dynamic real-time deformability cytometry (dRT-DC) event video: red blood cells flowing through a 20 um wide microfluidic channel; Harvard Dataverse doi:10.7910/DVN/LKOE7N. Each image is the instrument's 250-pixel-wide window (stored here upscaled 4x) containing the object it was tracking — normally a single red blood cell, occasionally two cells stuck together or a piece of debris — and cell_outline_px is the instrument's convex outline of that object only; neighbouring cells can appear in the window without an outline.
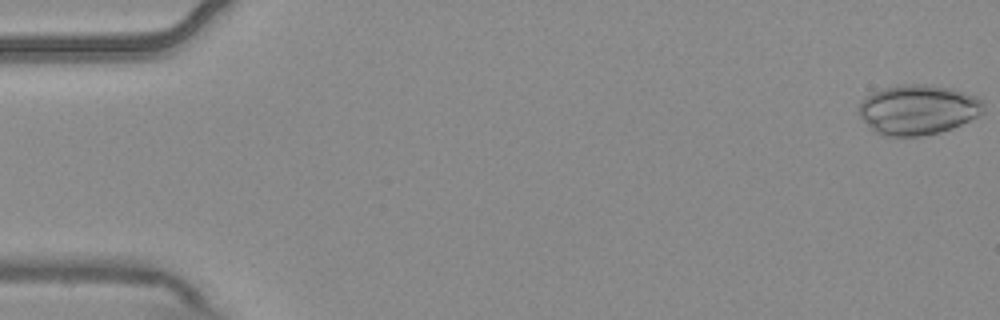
{"species": "common noctule bat (a hibernating species)", "species_latin": "Nyctalus noctula", "temperature_condition": "warm", "stored_images_in_passage": 6, "camera_frame_rate_fps": 3000, "um_per_image_px": 0.085, "animal": {"sex": "male", "body_mass_g": 20.4}, "frame": {"image": 1, "passage_image": 1, "time_ms": 0.0, "image_size_px": [1000, 320], "cell_outline_px": [[984, 112], [952, 128], [940, 132], [920, 136], [880, 136], [860, 116], [856, 108], [860, 100], [864, 96], [872, 92], [884, 88], [900, 84], [924, 84], [952, 88], [976, 96], [984, 104]], "centroid_in_image_um": [77.98, 9.31], "position_along_channel_um": 7.0, "area_um2": 36.41}}